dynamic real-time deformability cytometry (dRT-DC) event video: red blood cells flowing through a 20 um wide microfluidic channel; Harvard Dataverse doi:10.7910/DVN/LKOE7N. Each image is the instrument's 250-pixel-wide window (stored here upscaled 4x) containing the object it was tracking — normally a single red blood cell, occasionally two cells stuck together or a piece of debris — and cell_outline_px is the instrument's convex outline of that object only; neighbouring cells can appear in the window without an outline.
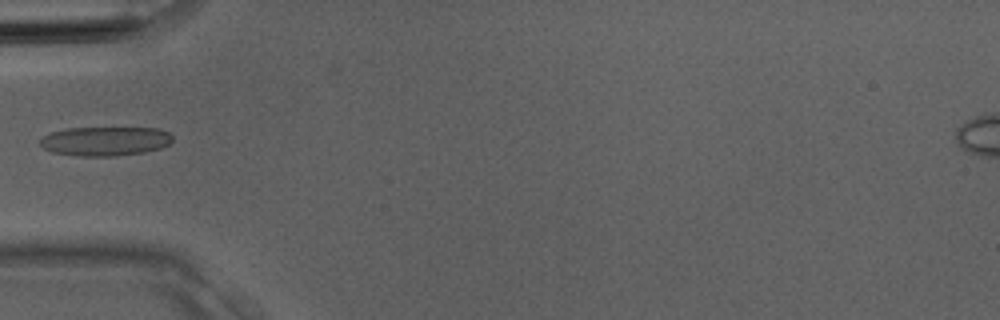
{"species": "Egyptian fruit bat (a non-hibernating species)", "species_latin": "Rousettus aegyptiacus", "temperature_condition": "room temperature", "stored_images_in_passage": 3, "camera_frame_rate_fps": 3000, "um_per_image_px": 0.085, "animal": {"sex": "male"}, "frame": {"image": 1, "passage_image": 3, "time_ms": 0.667, "image_size_px": [1000, 320], "cell_outline_px": [[172, 140], [168, 144], [160, 148], [144, 152], [112, 156], [76, 156], [52, 152], [44, 148], [36, 140], [52, 132], [68, 128], [160, 128], [168, 132], [172, 136]], "centroid_in_image_um": [8.91, 12.0], "position_along_channel_um": 76.1, "area_um2": 22.54}}